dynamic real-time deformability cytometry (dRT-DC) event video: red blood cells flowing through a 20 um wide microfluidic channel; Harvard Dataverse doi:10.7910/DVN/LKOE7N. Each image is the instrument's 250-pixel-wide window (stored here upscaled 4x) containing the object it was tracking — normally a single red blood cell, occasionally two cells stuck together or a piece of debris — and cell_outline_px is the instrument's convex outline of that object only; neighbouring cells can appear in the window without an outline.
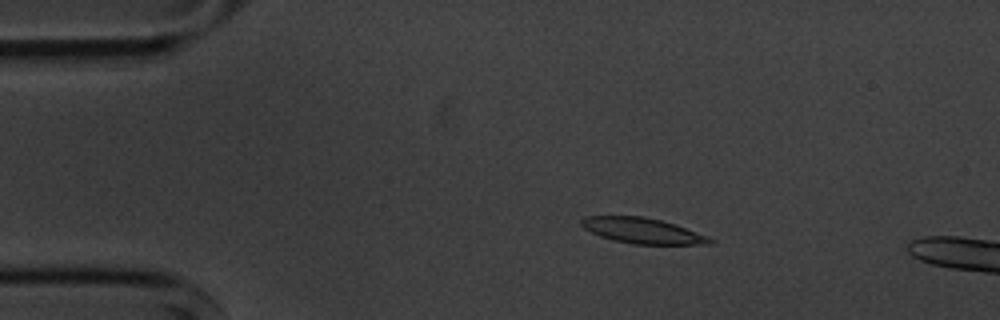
{"species": "common noctule bat (a hibernating species)", "species_latin": "Nyctalus noctula", "temperature_condition": "cold", "stored_images_in_passage": 5, "camera_frame_rate_fps": 3000, "um_per_image_px": 0.085, "animal": {"sex": "male", "body_mass_g": 20.1, "forearm_length_mm": 53.5}, "frame": {"image": 1, "passage_image": 3, "time_ms": 2.333, "image_size_px": [1000, 320], "cell_outline_px": [[716, 240], [712, 244], [632, 244], [612, 240], [600, 236], [584, 228], [580, 224], [580, 220], [584, 216], [640, 216], [660, 220], [676, 224], [708, 236]], "centroid_in_image_um": [54.62, 19.61], "position_along_channel_um": 30.4, "area_um2": 19.19}}